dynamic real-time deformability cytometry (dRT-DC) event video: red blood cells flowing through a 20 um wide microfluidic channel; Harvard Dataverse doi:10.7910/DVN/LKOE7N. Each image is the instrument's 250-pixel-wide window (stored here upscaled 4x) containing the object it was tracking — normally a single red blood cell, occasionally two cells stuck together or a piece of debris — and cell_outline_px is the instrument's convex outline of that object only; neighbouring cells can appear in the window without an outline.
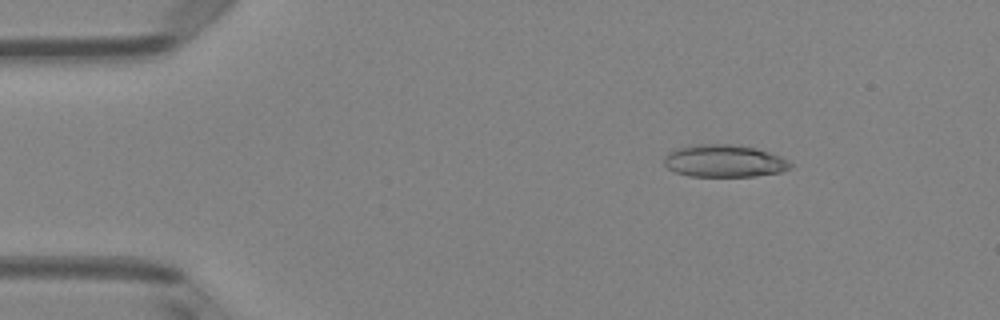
{"species": "Egyptian fruit bat (a non-hibernating species)", "species_latin": "Rousettus aegyptiacus", "temperature_condition": "room temperature", "stored_images_in_passage": 49, "camera_frame_rate_fps": 3000, "um_per_image_px": 0.085, "animal": {"sex": "female"}, "frame": {"image": 1, "passage_image": 7, "time_ms": 2.0, "image_size_px": [1000, 320], "cell_outline_px": [[792, 168], [780, 172], [756, 176], [688, 176], [676, 172], [668, 168], [664, 164], [664, 156], [668, 152], [676, 148], [688, 144], [732, 144], [756, 148], [780, 156], [788, 160], [792, 164]], "centroid_in_image_um": [61.54, 13.67], "position_along_channel_um": 23.5, "area_um2": 24.04}}
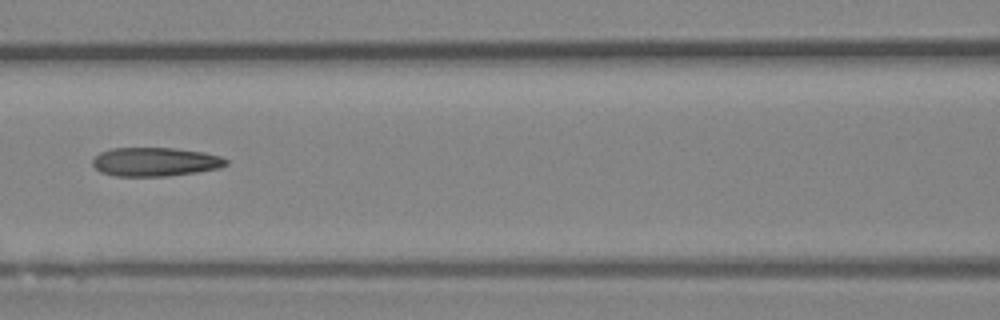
{"frame": {"image": 2, "passage_image": 22, "time_ms": 7.0, "image_size_px": [1000, 320], "cell_outline_px": [[228, 164], [220, 168], [196, 172], [168, 176], [116, 176], [100, 172], [92, 164], [92, 160], [100, 152], [112, 148], [176, 148], [204, 152], [220, 156], [228, 160]], "centroid_in_image_um": [13.2, 13.75], "position_along_channel_um": 153.4, "area_um2": 22.48}}
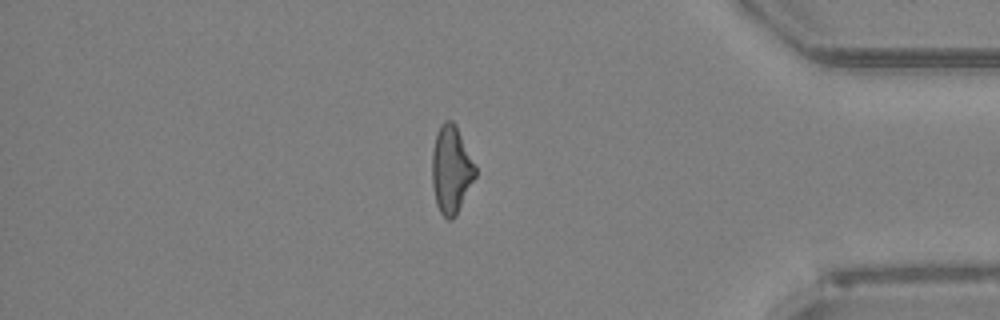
{"frame": {"image": 3, "passage_image": 42, "time_ms": 13.667, "image_size_px": [1000, 320], "cell_outline_px": [[476, 176], [456, 216], [452, 220], [448, 220], [440, 212], [436, 204], [432, 188], [432, 152], [436, 136], [440, 124], [444, 120], [452, 120], [456, 124], [476, 164]], "centroid_in_image_um": [38.36, 14.41], "position_along_channel_um": 396.8, "area_um2": 22.43}, "authors_computed_cell_mechanics": {"area_um2": 22.4842, "velocity_mm_per_s": 4.1118, "shape_relaxation_time_tau1_ms": 9.6274, "shape_relaxation_time_tau2_ms": 2.8008, "deformation_change_tau1": 0.2841, "deformation_change_tau2": 0.1373}}